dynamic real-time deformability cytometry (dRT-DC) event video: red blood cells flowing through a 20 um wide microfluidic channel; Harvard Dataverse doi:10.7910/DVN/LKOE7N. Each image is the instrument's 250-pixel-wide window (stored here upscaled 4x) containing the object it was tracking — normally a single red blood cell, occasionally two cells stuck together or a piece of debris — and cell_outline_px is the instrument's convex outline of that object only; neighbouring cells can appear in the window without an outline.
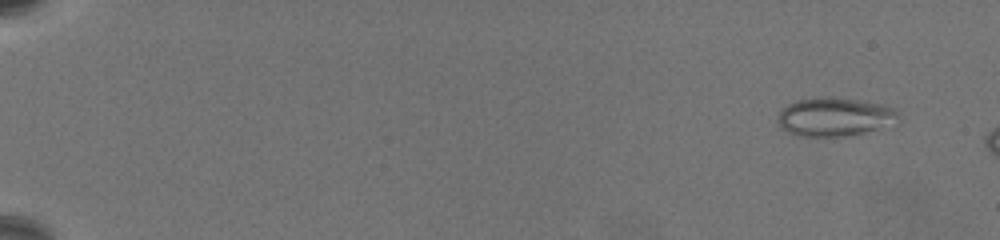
{"species": "common noctule bat (a hibernating species)", "species_latin": "Nyctalus noctula", "temperature_condition": "warm", "stored_images_in_passage": 14, "camera_frame_rate_fps": 3000, "um_per_image_px": 0.085, "animal": {"sex": "female", "body_mass_g": 19.5, "forearm_length_mm": 54.1}, "frame": {"image": 1, "passage_image": 5, "time_ms": 1.333, "image_size_px": [1000, 240], "cell_outline_px": [[900, 120], [864, 132], [844, 136], [796, 136], [788, 132], [780, 124], [780, 112], [788, 104], [796, 100], [856, 100], [884, 104], [896, 108], [900, 112]], "centroid_in_image_um": [71.02, 9.97], "position_along_channel_um": 14.0, "area_um2": 25.95}}